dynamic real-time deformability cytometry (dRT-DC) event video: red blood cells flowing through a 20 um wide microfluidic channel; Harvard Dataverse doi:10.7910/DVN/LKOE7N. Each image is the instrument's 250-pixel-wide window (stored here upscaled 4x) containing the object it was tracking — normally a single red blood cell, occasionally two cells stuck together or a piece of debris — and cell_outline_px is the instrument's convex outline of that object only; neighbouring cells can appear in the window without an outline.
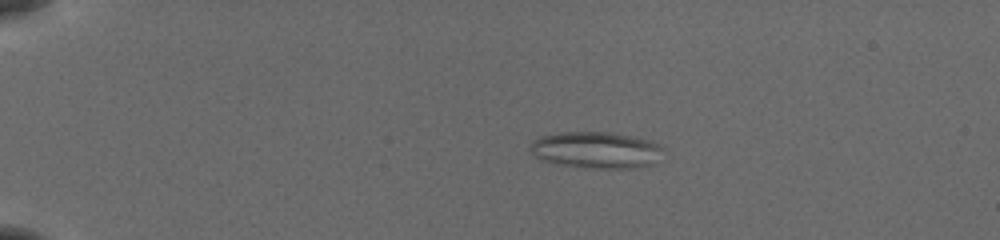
{"species": "common noctule bat (a hibernating species)", "species_latin": "Nyctalus noctula", "temperature_condition": "cold", "stored_images_in_passage": 13, "camera_frame_rate_fps": 3000, "um_per_image_px": 0.085, "animal": {"sex": "female", "body_mass_g": 19.5, "forearm_length_mm": 54.1}, "frame": {"image": 1, "passage_image": 6, "time_ms": 1.667, "image_size_px": [1000, 240], "cell_outline_px": [[664, 148], [652, 164], [632, 168], [584, 168], [544, 160], [536, 156], [528, 148], [528, 144], [532, 140], [540, 136], [560, 132], [608, 132], [652, 140]], "centroid_in_image_um": [50.64, 12.73], "position_along_channel_um": 34.4, "area_um2": 28.15}}
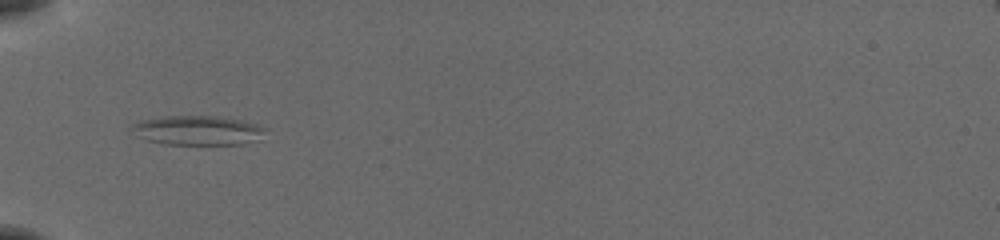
{"frame": {"image": 2, "passage_image": 10, "time_ms": 3.0, "image_size_px": [1000, 240], "cell_outline_px": [[268, 128], [252, 140], [244, 144], [164, 144], [148, 140], [136, 136], [132, 128], [132, 124], [140, 120], [164, 116], [216, 116], [240, 120], [256, 124]], "centroid_in_image_um": [16.73, 11.07], "position_along_channel_um": 68.3, "area_um2": 22.54}}
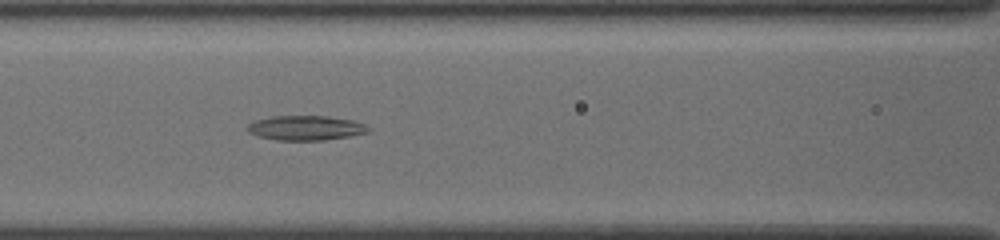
{"frame": {"image": 3, "passage_image": 13, "time_ms": 4.0, "image_size_px": [1000, 240], "cell_outline_px": [[368, 132], [348, 136], [324, 140], [276, 140], [260, 136], [248, 132], [244, 128], [248, 124], [256, 120], [272, 116], [324, 116], [352, 120], [364, 124], [368, 128]], "centroid_in_image_um": [25.93, 10.87], "position_along_channel_um": 140.7, "area_um2": 17.17}}